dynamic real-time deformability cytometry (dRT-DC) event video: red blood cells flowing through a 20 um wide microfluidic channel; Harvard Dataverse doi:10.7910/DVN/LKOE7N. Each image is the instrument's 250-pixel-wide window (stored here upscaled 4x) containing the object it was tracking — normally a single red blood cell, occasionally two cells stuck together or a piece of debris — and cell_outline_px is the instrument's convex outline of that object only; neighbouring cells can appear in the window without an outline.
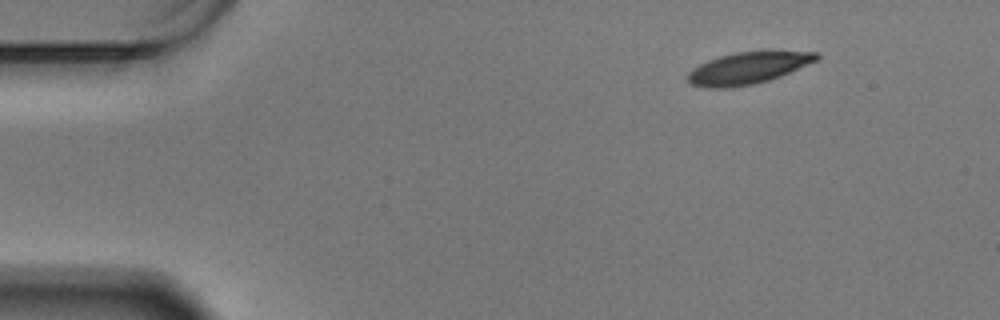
{"species": "Egyptian fruit bat (a non-hibernating species)", "species_latin": "Rousettus aegyptiacus", "temperature_condition": "warm", "stored_images_in_passage": 53, "camera_frame_rate_fps": 3000, "um_per_image_px": 0.085, "animal": {"sex": "male"}, "frame": {"image": 1, "passage_image": 1, "time_ms": 0.0, "image_size_px": [1000, 320], "cell_outline_px": [[820, 56], [816, 60], [780, 76], [768, 80], [752, 84], [728, 88], [708, 88], [692, 84], [688, 80], [688, 72], [692, 68], [708, 60], [720, 56], [736, 52], [772, 48], [820, 52]], "centroid_in_image_um": [63.65, 5.72], "position_along_channel_um": 21.4, "area_um2": 24.51}}
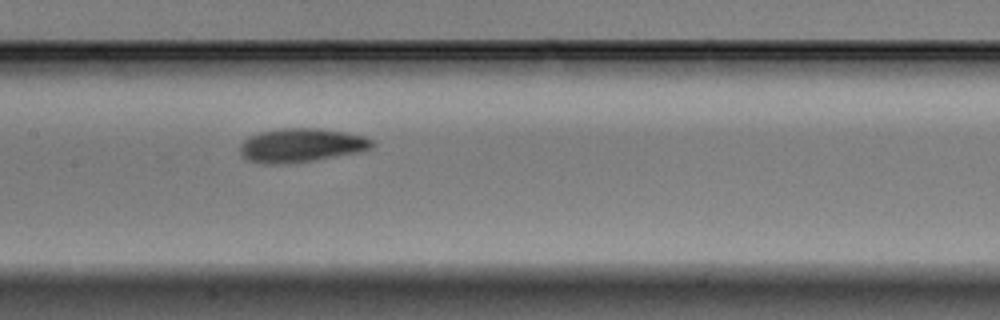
{"frame": {"image": 2, "passage_image": 23, "time_ms": 7.333, "image_size_px": [1000, 320], "cell_outline_px": [[376, 144], [372, 148], [360, 152], [296, 164], [260, 164], [248, 160], [240, 156], [240, 144], [248, 136], [260, 132], [280, 128], [320, 128], [344, 132], [364, 136], [372, 140]], "centroid_in_image_um": [25.59, 12.37], "position_along_channel_um": 181.8, "area_um2": 26.65}}
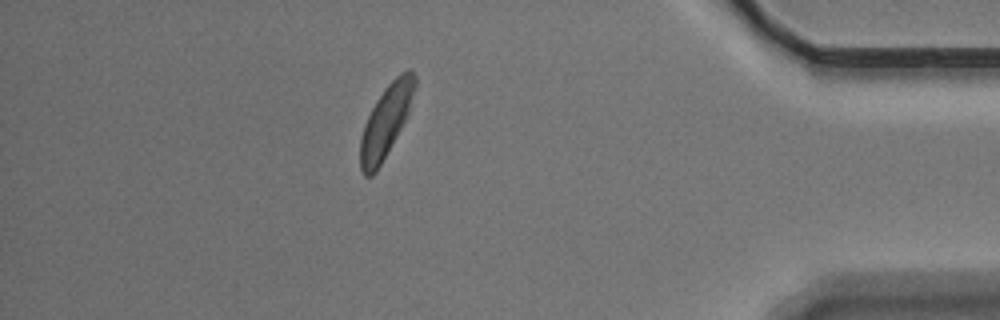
{"frame": {"image": 3, "passage_image": 46, "time_ms": 15.0, "image_size_px": [1000, 320], "cell_outline_px": [[416, 84], [408, 112], [400, 128], [376, 172], [372, 176], [364, 176], [360, 168], [360, 136], [364, 124], [376, 100], [384, 88], [400, 72], [408, 68], [412, 68], [416, 76]], "centroid_in_image_um": [32.79, 10.26], "position_along_channel_um": 402.4, "area_um2": 22.54}, "authors_computed_cell_mechanics": {"area_um2": 24.6806, "velocity_mm_per_s": 3.3954, "shape_relaxation_time_tau1_ms": 2.6618, "shape_relaxation_time_tau2_ms": 10.5903, "deformation_change_tau1": 0.1251, "deformation_change_tau2": 0.1638}}